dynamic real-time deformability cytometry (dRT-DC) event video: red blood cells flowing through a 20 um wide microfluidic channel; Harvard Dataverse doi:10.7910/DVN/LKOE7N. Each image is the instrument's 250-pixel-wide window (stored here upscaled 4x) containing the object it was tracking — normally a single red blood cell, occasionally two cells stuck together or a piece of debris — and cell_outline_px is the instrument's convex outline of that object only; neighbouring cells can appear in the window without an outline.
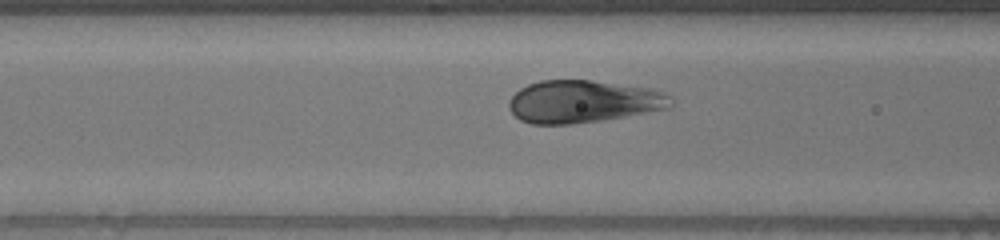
{"species": "human", "species_latin": "Homo sapiens", "temperature_condition": "warm", "stored_images_in_passage": 47, "camera_frame_rate_fps": 3000, "um_per_image_px": 0.085, "donor": {"sex": "male"}, "frame": {"image": 1, "passage_image": 17, "time_ms": 5.333, "image_size_px": [1000, 240], "cell_outline_px": [[672, 104], [668, 108], [604, 120], [572, 124], [532, 124], [520, 120], [508, 108], [508, 100], [520, 88], [528, 84], [540, 80], [592, 80], [652, 88], [664, 92], [672, 96]], "centroid_in_image_um": [49.57, 8.62], "position_along_channel_um": 117.0, "area_um2": 40.34}}
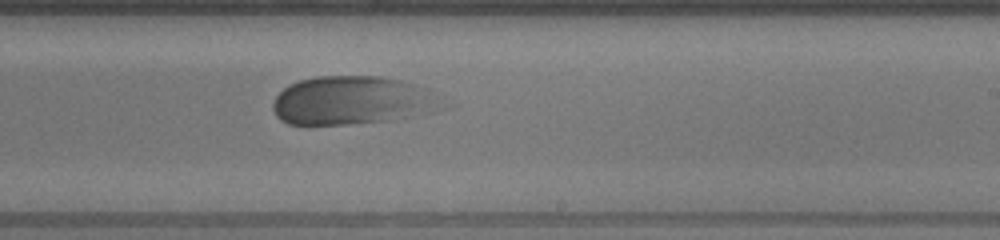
{"frame": {"image": 2, "passage_image": 29, "time_ms": 9.333, "image_size_px": [1000, 240], "cell_outline_px": [[456, 104], [448, 108], [436, 112], [400, 120], [348, 124], [288, 124], [280, 120], [276, 116], [272, 108], [272, 104], [276, 96], [288, 84], [300, 80], [316, 76], [380, 76], [400, 80], [416, 84], [428, 88], [436, 92]], "centroid_in_image_um": [30.15, 8.55], "position_along_channel_um": 258.8, "area_um2": 49.59}}
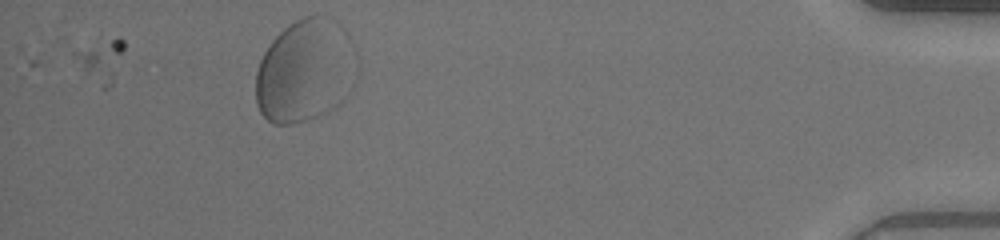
{"frame": {"image": 3, "passage_image": 47, "time_ms": 15.333, "image_size_px": [1000, 240], "cell_outline_px": [[352, 44], [340, 100], [328, 112], [292, 124], [272, 124], [260, 112], [256, 104], [256, 72], [260, 60], [264, 52], [272, 40], [288, 24], [304, 16], [316, 12], [320, 12], [336, 20], [348, 32]], "centroid_in_image_um": [25.77, 5.95], "position_along_channel_um": 409.4, "area_um2": 58.44}}